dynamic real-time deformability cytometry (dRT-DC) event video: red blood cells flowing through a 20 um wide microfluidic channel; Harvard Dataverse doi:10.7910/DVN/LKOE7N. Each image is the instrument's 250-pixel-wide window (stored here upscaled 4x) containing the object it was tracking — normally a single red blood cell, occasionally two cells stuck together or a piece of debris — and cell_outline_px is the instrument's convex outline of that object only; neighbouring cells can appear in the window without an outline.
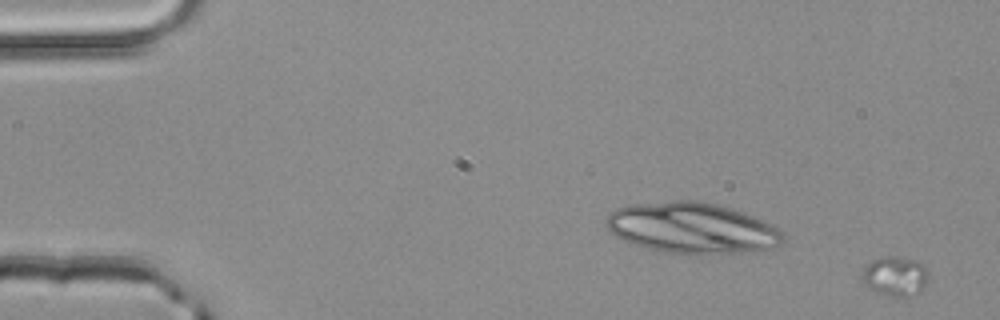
{"species": "common noctule bat (a hibernating species)", "species_latin": "Nyctalus noctula", "temperature_condition": "room temperature", "stored_images_in_passage": 2, "camera_frame_rate_fps": 3000, "um_per_image_px": 0.085, "animal": {"sex": "male", "body_mass_g": 20.4}, "frame": {"image": 1, "passage_image": 2, "time_ms": 0.333, "image_size_px": [1000, 320], "cell_outline_px": [[928, 272], [924, 288], [920, 292], [908, 296], [892, 296], [868, 288], [860, 276], [864, 268], [872, 260], [888, 256], [892, 256], [916, 260]], "centroid_in_image_um": [76.07, 23.47], "position_along_channel_um": 8.9, "area_um2": 14.97}}